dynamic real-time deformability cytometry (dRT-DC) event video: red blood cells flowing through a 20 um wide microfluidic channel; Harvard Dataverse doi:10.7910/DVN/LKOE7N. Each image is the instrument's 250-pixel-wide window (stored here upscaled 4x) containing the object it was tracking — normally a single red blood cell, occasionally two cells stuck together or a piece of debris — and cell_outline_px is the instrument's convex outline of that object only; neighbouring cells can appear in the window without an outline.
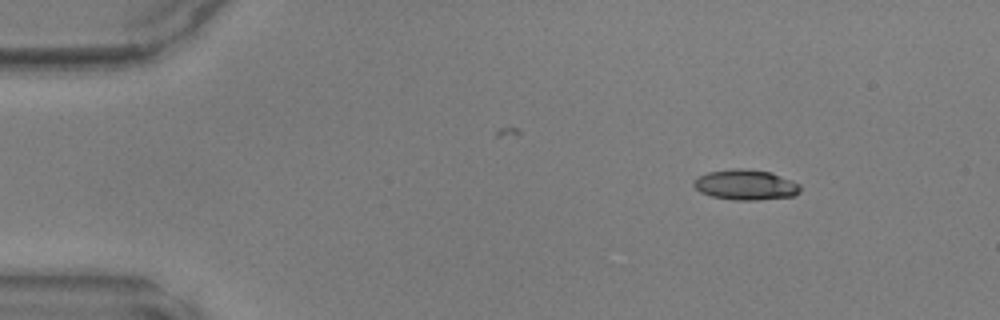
{"species": "common noctule bat (a hibernating species)", "species_latin": "Nyctalus noctula", "temperature_condition": "warm", "stored_images_in_passage": 42, "camera_frame_rate_fps": 3000, "um_per_image_px": 0.085, "animal": {"sex": "male", "body_mass_g": 17.9, "forearm_length_mm": 54.2}, "frame": {"image": 1, "passage_image": 1, "time_ms": 0.0, "image_size_px": [1000, 320], "cell_outline_px": [[800, 192], [792, 196], [756, 200], [736, 200], [712, 196], [700, 192], [692, 184], [692, 180], [708, 172], [732, 168], [744, 168], [772, 172], [800, 184]], "centroid_in_image_um": [63.37, 15.69], "position_along_channel_um": 21.6, "area_um2": 18.84}}
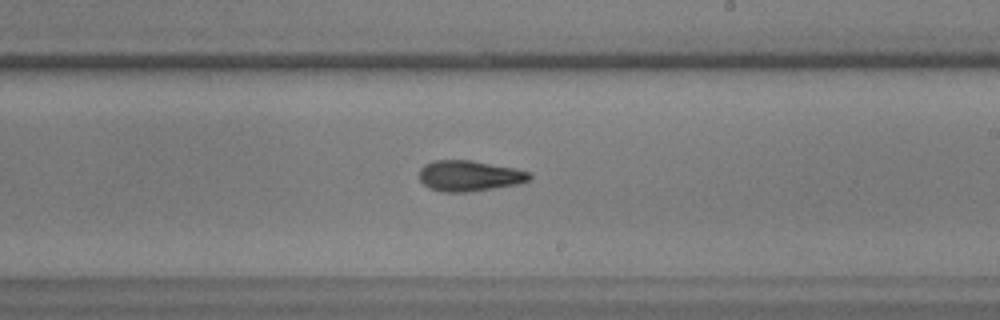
{"frame": {"image": 2, "passage_image": 23, "time_ms": 7.333, "image_size_px": [1000, 320], "cell_outline_px": [[532, 180], [520, 184], [472, 192], [444, 192], [428, 188], [420, 180], [420, 168], [424, 164], [432, 160], [472, 160], [512, 168], [528, 172], [532, 176]], "centroid_in_image_um": [39.89, 14.96], "position_along_channel_um": 249.1, "area_um2": 19.94}}
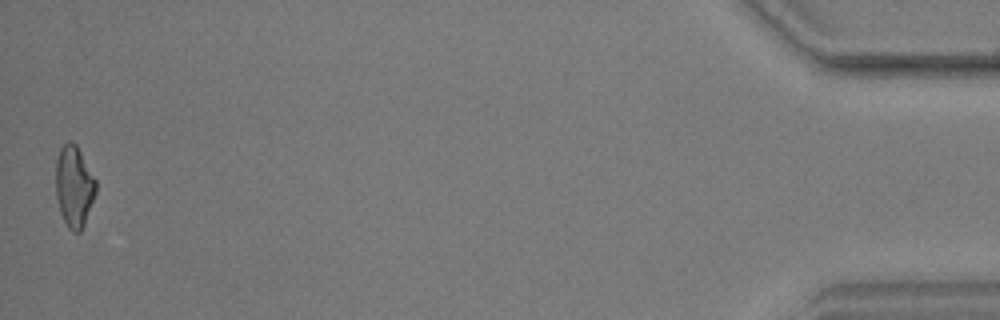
{"frame": {"image": 3, "passage_image": 42, "time_ms": 13.667, "image_size_px": [1000, 320], "cell_outline_px": [[96, 192], [84, 224], [80, 232], [72, 232], [68, 228], [60, 212], [56, 196], [56, 160], [60, 148], [68, 140], [72, 140], [76, 144], [96, 180]], "centroid_in_image_um": [6.29, 15.83], "position_along_channel_um": 428.9, "area_um2": 18.96}}